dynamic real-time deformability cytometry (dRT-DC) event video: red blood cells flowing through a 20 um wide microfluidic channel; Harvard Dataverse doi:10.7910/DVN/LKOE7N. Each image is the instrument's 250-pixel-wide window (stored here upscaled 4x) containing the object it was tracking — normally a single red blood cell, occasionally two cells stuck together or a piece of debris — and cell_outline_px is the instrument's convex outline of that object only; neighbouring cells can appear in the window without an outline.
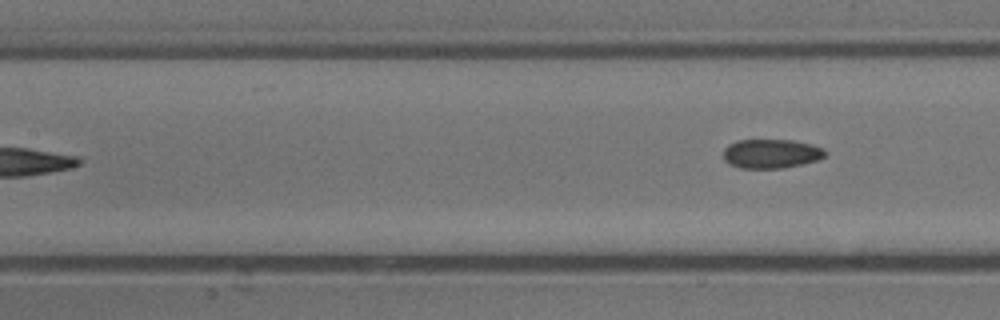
{"species": "common noctule bat (a hibernating species)", "species_latin": "Nyctalus noctula", "temperature_condition": "cold", "stored_images_in_passage": 8, "camera_frame_rate_fps": 3000, "um_per_image_px": 0.085, "animal": {"sex": "male", "body_mass_g": 13.3}, "frame": {"image": 1, "passage_image": 8, "time_ms": 2.333, "image_size_px": [1000, 320], "cell_outline_px": [[828, 152], [824, 156], [816, 160], [784, 168], [740, 168], [728, 164], [724, 160], [724, 148], [728, 144], [736, 140], [792, 140], [812, 144], [824, 148]], "centroid_in_image_um": [65.53, 13.05], "position_along_channel_um": 141.9, "area_um2": 17.4}}